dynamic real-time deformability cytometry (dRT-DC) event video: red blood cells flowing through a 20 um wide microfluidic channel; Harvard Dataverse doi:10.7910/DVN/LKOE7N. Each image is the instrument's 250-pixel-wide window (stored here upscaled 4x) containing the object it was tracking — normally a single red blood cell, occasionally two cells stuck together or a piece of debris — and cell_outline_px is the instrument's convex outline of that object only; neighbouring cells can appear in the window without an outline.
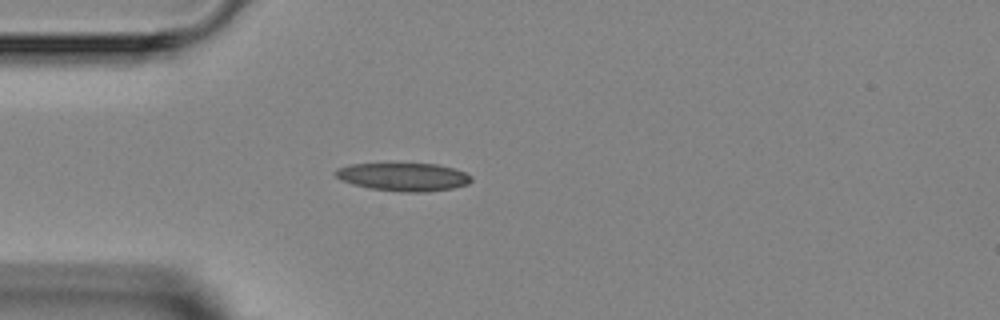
{"species": "Egyptian fruit bat (a non-hibernating species)", "species_latin": "Rousettus aegyptiacus", "temperature_condition": "room temperature", "stored_images_in_passage": 2, "camera_frame_rate_fps": 3000, "um_per_image_px": 0.085, "animal": {"sex": "female"}, "frame": {"image": 1, "passage_image": 2, "time_ms": 2.0, "image_size_px": [1000, 320], "cell_outline_px": [[472, 180], [468, 184], [452, 188], [428, 192], [408, 192], [372, 188], [352, 184], [340, 180], [332, 172], [336, 168], [352, 164], [436, 164], [452, 168], [464, 172], [472, 176]], "centroid_in_image_um": [34.28, 15.03], "position_along_channel_um": 50.7, "area_um2": 22.08}}